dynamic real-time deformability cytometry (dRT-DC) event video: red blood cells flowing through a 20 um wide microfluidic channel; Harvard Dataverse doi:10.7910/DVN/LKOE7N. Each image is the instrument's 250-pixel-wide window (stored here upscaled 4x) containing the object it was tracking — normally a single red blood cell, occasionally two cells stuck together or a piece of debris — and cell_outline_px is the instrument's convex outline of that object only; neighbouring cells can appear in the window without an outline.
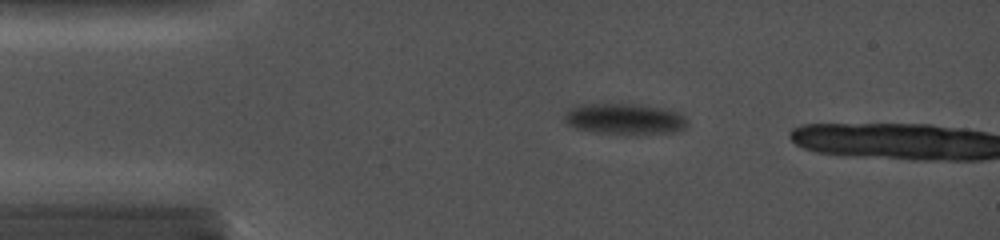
{"species": "common noctule bat (a hibernating species)", "species_latin": "Nyctalus noctula", "temperature_condition": "cold", "stored_images_in_passage": 36, "camera_frame_rate_fps": 5000, "um_per_image_px": 0.085, "animal": {"sex": "female", "body_mass_g": 19.0, "forearm_length_mm": 56.7}, "frame": {"image": 1, "passage_image": 7, "time_ms": 2.2, "image_size_px": [1000, 240], "cell_outline_px": [[684, 124], [680, 128], [672, 132], [596, 132], [576, 128], [568, 124], [568, 112], [576, 108], [648, 108], [668, 112], [676, 116]], "centroid_in_image_um": [53.01, 10.21], "position_along_channel_um": 32.0, "area_um2": 17.74}}
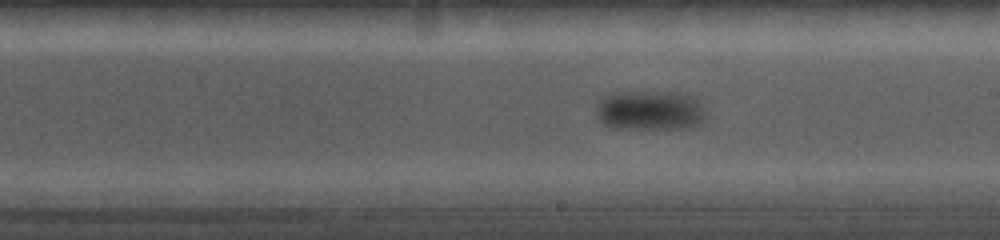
{"frame": {"image": 2, "passage_image": 25, "time_ms": 8.6, "image_size_px": [1000, 240], "cell_outline_px": [[704, 124], [688, 128], [612, 128], [604, 124], [596, 116], [596, 108], [600, 100], [604, 96], [616, 92], [676, 92], [688, 96], [696, 100], [704, 108]], "centroid_in_image_um": [55.23, 9.4], "position_along_channel_um": 233.8, "area_um2": 25.37}}
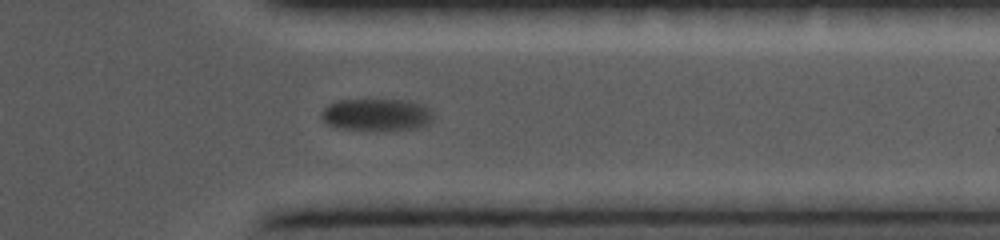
{"frame": {"image": 3, "passage_image": 35, "time_ms": 12.4, "image_size_px": [1000, 240], "cell_outline_px": [[436, 116], [428, 124], [412, 128], [384, 132], [336, 128], [328, 124], [320, 116], [320, 112], [328, 104], [336, 100], [408, 100], [424, 104], [432, 108]], "centroid_in_image_um": [32.05, 9.76], "position_along_channel_um": 379.4, "area_um2": 21.79}}